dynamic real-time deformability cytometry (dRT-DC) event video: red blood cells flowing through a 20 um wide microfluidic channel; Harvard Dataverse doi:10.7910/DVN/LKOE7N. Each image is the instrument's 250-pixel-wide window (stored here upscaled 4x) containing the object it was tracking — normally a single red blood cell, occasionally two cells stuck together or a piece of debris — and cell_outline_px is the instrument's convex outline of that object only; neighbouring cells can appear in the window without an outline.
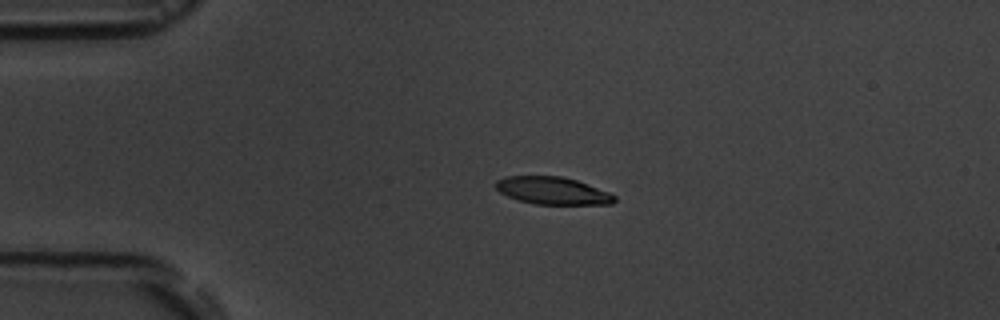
{"species": "common noctule bat (a hibernating species)", "species_latin": "Nyctalus noctula", "temperature_condition": "room temperature", "stored_images_in_passage": 4, "camera_frame_rate_fps": 3000, "um_per_image_px": 0.085, "animal": {"sex": "male", "body_mass_g": 19.5, "forearm_length_mm": 54.6}, "frame": {"image": 1, "passage_image": 3, "time_ms": 2.333, "image_size_px": [1000, 320], "cell_outline_px": [[616, 200], [612, 204], [536, 204], [520, 200], [508, 196], [500, 192], [496, 188], [496, 180], [504, 176], [560, 176], [576, 180], [608, 192], [616, 196]], "centroid_in_image_um": [46.96, 16.2], "position_along_channel_um": 38.0, "area_um2": 18.79}}